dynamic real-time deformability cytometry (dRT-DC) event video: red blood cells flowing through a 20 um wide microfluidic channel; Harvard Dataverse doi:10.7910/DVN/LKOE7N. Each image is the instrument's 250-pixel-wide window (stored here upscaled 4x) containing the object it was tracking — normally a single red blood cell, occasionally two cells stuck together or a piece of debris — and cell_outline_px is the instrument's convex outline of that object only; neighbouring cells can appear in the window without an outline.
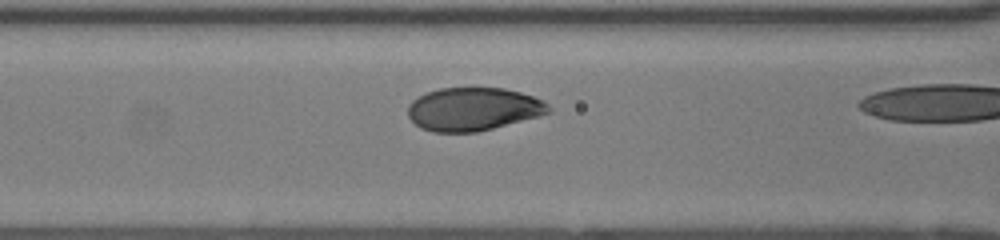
{"species": "human", "species_latin": "Homo sapiens", "temperature_condition": "room temperature", "stored_images_in_passage": 9, "camera_frame_rate_fps": 3000, "um_per_image_px": 0.085, "donor": {"sex": "female"}, "frame": {"image": 1, "passage_image": 8, "time_ms": 2.333, "image_size_px": [1000, 240], "cell_outline_px": [[552, 112], [492, 128], [476, 132], [432, 132], [420, 128], [408, 116], [408, 104], [412, 100], [428, 92], [440, 88], [504, 88], [520, 92], [544, 100], [552, 108]], "centroid_in_image_um": [40.22, 9.27], "position_along_channel_um": 126.4, "area_um2": 35.26}}